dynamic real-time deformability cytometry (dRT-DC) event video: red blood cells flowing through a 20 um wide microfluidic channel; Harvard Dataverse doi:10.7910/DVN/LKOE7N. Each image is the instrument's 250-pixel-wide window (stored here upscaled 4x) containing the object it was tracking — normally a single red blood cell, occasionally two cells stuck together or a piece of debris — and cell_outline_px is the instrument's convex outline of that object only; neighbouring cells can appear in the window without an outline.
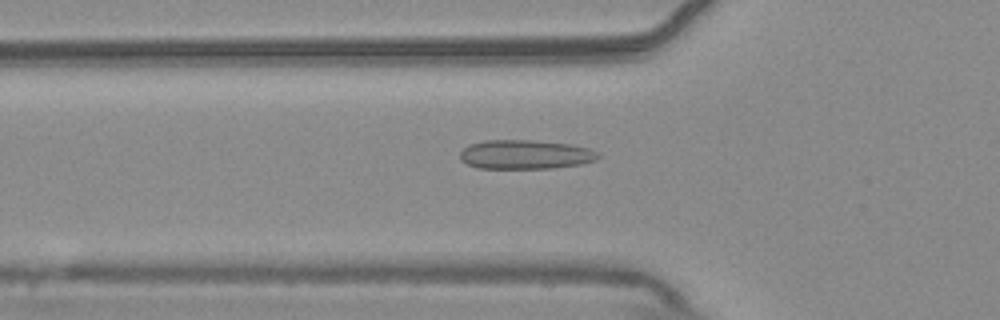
{"species": "common noctule bat (a hibernating species)", "species_latin": "Nyctalus noctula", "temperature_condition": "warm", "stored_images_in_passage": 53, "camera_frame_rate_fps": 3000, "um_per_image_px": 0.085, "animal": {"sex": "male", "body_mass_g": 20.4}, "frame": {"image": 1, "passage_image": 18, "time_ms": 5.667, "image_size_px": [1000, 320], "cell_outline_px": [[600, 156], [596, 160], [580, 164], [552, 168], [480, 168], [468, 164], [460, 160], [460, 152], [468, 144], [484, 140], [532, 140], [572, 144], [588, 148], [600, 152]], "centroid_in_image_um": [44.66, 13.12], "position_along_channel_um": 81.1, "area_um2": 23.58}}
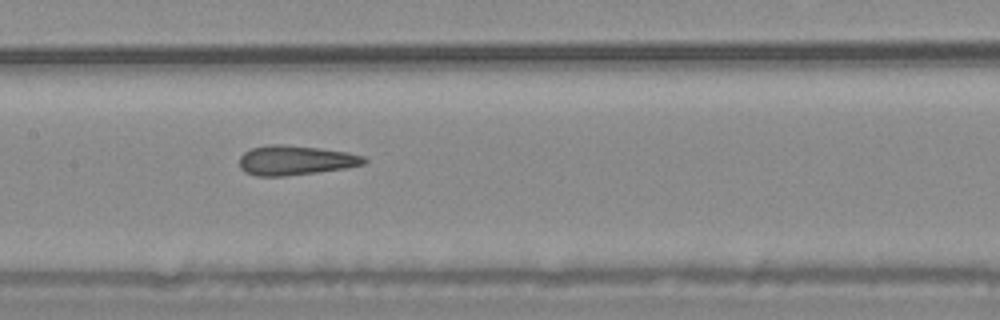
{"frame": {"image": 2, "passage_image": 26, "time_ms": 8.333, "image_size_px": [1000, 320], "cell_outline_px": [[368, 160], [364, 164], [344, 168], [316, 172], [284, 176], [256, 176], [244, 172], [240, 168], [240, 156], [244, 152], [252, 148], [272, 144], [284, 144], [348, 152], [364, 156]], "centroid_in_image_um": [25.09, 13.62], "position_along_channel_um": 182.3, "area_um2": 21.39}}
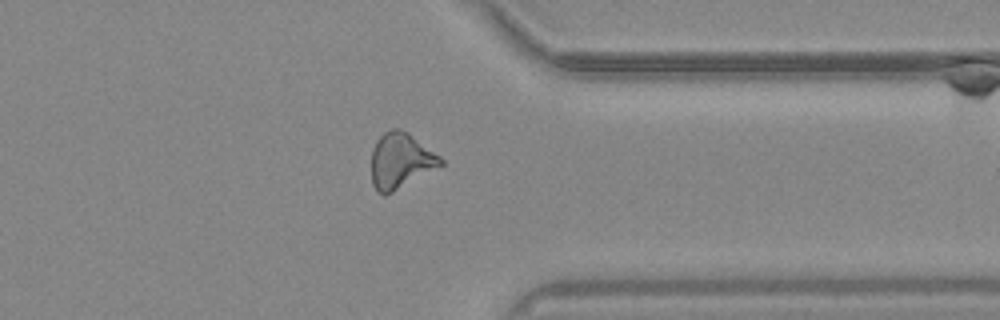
{"frame": {"image": 3, "passage_image": 42, "time_ms": 13.667, "image_size_px": [1000, 320], "cell_outline_px": [[444, 164], [392, 192], [384, 196], [376, 192], [372, 184], [372, 148], [376, 140], [384, 132], [392, 128], [400, 128], [408, 132], [440, 156], [444, 160]], "centroid_in_image_um": [34.03, 13.65], "position_along_channel_um": 377.4, "area_um2": 22.43}}